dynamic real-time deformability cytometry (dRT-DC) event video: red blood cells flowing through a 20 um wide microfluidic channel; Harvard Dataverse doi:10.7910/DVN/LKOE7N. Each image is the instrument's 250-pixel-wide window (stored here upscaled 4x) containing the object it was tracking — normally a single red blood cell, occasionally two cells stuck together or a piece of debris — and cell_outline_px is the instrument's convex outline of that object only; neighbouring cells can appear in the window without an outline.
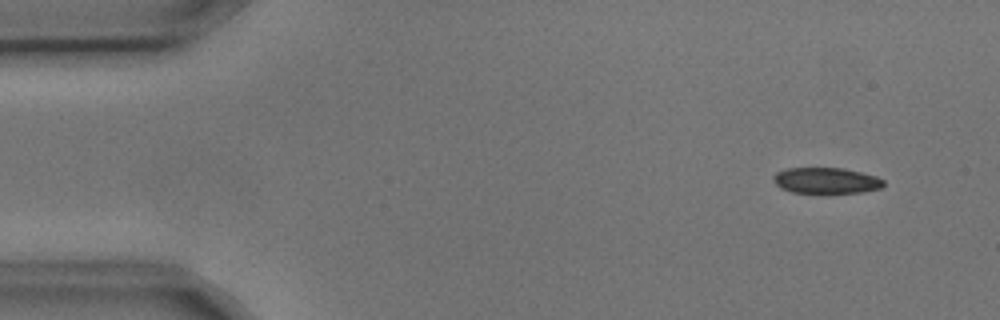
{"species": "common noctule bat (a hibernating species)", "species_latin": "Nyctalus noctula", "temperature_condition": "cold", "stored_images_in_passage": 5, "camera_frame_rate_fps": 3000, "um_per_image_px": 0.085, "animal": {"sex": "male", "body_mass_g": 17.9, "forearm_length_mm": 54.2}, "frame": {"image": 1, "passage_image": 1, "time_ms": 0.0, "image_size_px": [1000, 320], "cell_outline_px": [[884, 184], [880, 188], [864, 192], [792, 192], [780, 188], [772, 180], [772, 176], [776, 172], [788, 168], [844, 168], [876, 176], [884, 180]], "centroid_in_image_um": [70.2, 15.33], "position_along_channel_um": 14.8, "area_um2": 16.53}}
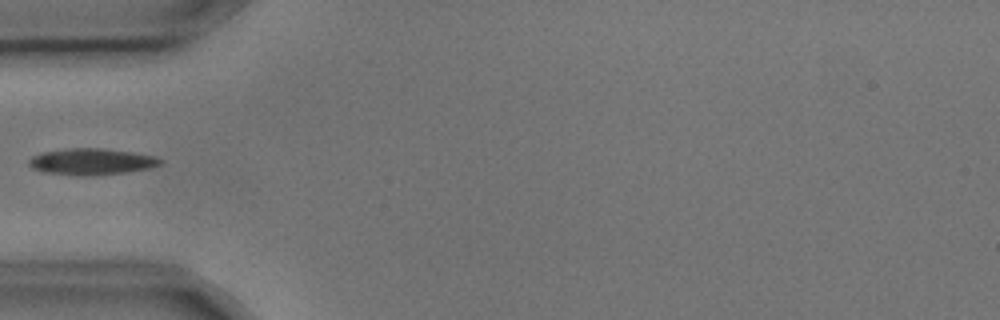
{"frame": {"image": 2, "passage_image": 4, "time_ms": 1.0, "image_size_px": [1000, 320], "cell_outline_px": [[164, 164], [152, 168], [124, 172], [92, 176], [80, 176], [44, 172], [32, 168], [28, 164], [28, 160], [32, 156], [40, 152], [64, 148], [104, 148], [132, 152], [156, 156], [164, 160]], "centroid_in_image_um": [7.8, 13.73], "position_along_channel_um": 77.2, "area_um2": 20.63}}